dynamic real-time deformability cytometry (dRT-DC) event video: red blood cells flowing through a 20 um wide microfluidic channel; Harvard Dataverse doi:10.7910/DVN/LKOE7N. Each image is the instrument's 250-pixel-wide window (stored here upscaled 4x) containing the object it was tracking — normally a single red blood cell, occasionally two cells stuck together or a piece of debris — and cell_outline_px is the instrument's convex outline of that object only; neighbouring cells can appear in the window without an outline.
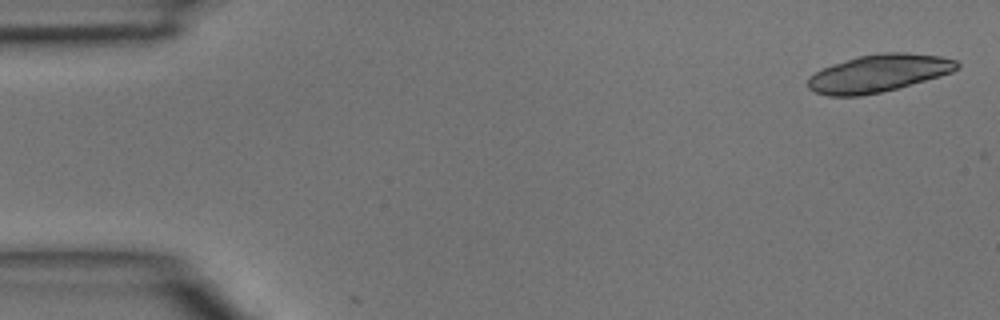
{"species": "common noctule bat (a hibernating species)", "species_latin": "Nyctalus noctula", "temperature_condition": "room temperature", "stored_images_in_passage": 44, "camera_frame_rate_fps": 3000, "um_per_image_px": 0.085, "animal": {"sex": "male", "body_mass_g": 15.6}, "frame": {"image": 1, "passage_image": 1, "time_ms": 0.0, "image_size_px": [1000, 320], "cell_outline_px": [[960, 68], [952, 72], [940, 76], [896, 88], [880, 92], [860, 96], [828, 96], [816, 92], [808, 88], [808, 80], [816, 72], [832, 64], [860, 56], [880, 52], [904, 52], [940, 56], [956, 60], [960, 64]], "centroid_in_image_um": [74.71, 6.22], "position_along_channel_um": 10.3, "area_um2": 32.31}}